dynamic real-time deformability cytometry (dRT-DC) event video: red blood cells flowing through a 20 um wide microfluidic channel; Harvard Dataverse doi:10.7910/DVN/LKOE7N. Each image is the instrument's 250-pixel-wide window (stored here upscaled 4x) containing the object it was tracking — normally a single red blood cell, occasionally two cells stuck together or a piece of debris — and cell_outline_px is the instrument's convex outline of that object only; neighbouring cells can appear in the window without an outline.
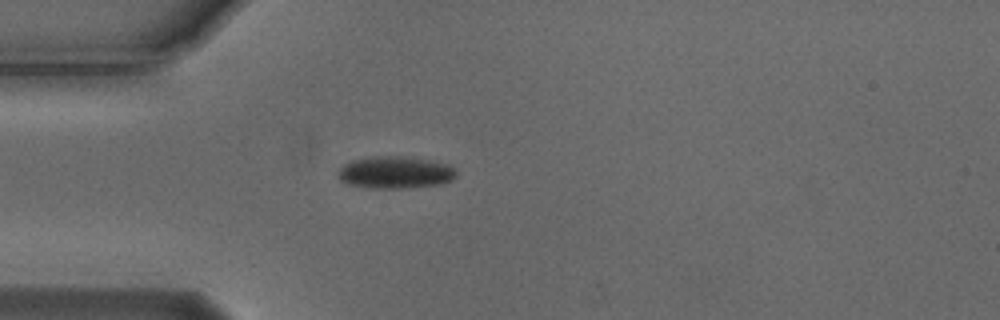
{"species": "Egyptian fruit bat (a non-hibernating species)", "species_latin": "Rousettus aegyptiacus", "temperature_condition": "cold", "stored_images_in_passage": 38, "camera_frame_rate_fps": 3000, "um_per_image_px": 0.085, "animal": {"sex": "male"}, "frame": {"image": 1, "passage_image": 1, "time_ms": 0.0, "image_size_px": [1000, 320], "cell_outline_px": [[456, 176], [452, 180], [440, 184], [404, 188], [368, 188], [348, 184], [340, 180], [336, 176], [340, 168], [344, 164], [352, 160], [372, 156], [400, 156], [428, 160], [448, 164], [456, 168]], "centroid_in_image_um": [33.58, 14.66], "position_along_channel_um": 51.4, "area_um2": 22.25}}
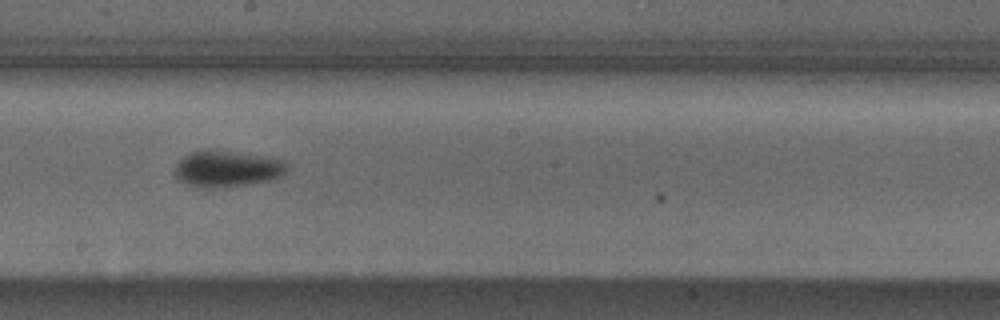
{"frame": {"image": 2, "passage_image": 16, "time_ms": 5.0, "image_size_px": [1000, 320], "cell_outline_px": [[284, 172], [280, 176], [268, 180], [248, 184], [212, 188], [208, 188], [184, 184], [172, 172], [176, 164], [184, 156], [200, 148], [212, 148], [284, 160]], "centroid_in_image_um": [19.19, 14.32], "position_along_channel_um": 229.0, "area_um2": 23.64}}
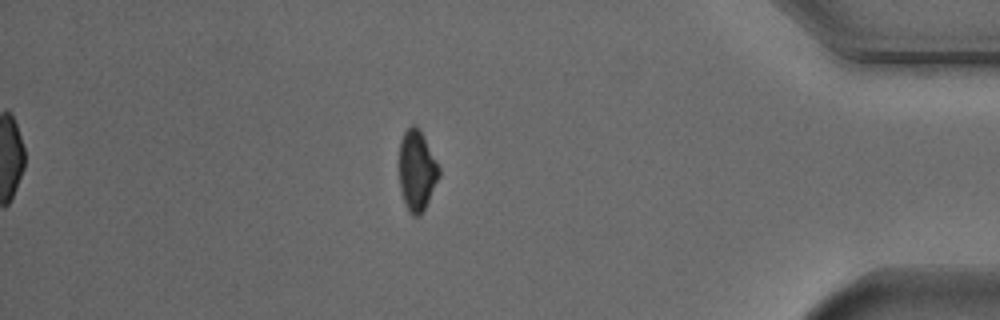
{"frame": {"image": 3, "passage_image": 33, "time_ms": 10.667, "image_size_px": [1000, 320], "cell_outline_px": [[440, 176], [424, 208], [416, 216], [412, 216], [408, 212], [400, 188], [400, 140], [404, 132], [412, 124], [416, 124], [420, 128], [440, 168]], "centroid_in_image_um": [35.44, 14.45], "position_along_channel_um": 399.8, "area_um2": 18.5}, "authors_computed_cell_mechanics": {"area_um2": 21.4438, "velocity_mm_per_s": 3.737, "shape_relaxation_time_tau1_ms": 2.2795, "shape_relaxation_time_tau2_ms": null, "deformation_change_tau1": 0.0837, "deformation_change_tau2": null}}